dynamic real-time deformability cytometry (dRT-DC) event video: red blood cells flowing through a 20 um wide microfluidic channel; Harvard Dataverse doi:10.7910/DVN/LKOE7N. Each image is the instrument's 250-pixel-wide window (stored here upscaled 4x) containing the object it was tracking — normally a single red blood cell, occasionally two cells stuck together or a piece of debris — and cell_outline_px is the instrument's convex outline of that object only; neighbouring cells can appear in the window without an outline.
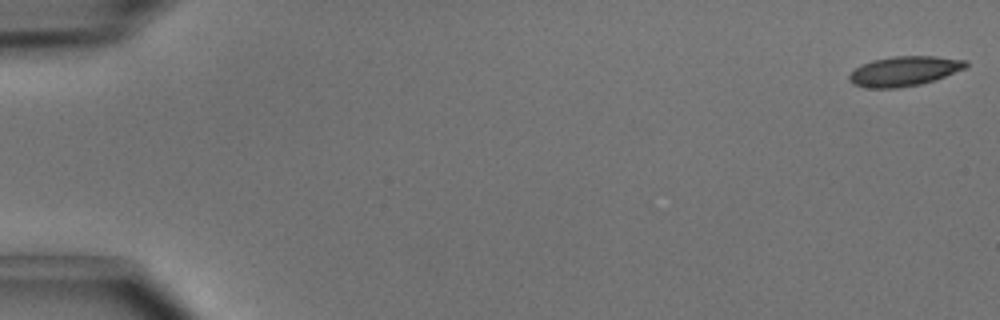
{"species": "common noctule bat (a hibernating species)", "species_latin": "Nyctalus noctula", "temperature_condition": "cold", "stored_images_in_passage": 50, "camera_frame_rate_fps": 3000, "um_per_image_px": 0.085, "animal": {"sex": "male", "body_mass_g": 15.6}, "frame": {"image": 1, "passage_image": 1, "time_ms": 0.0, "image_size_px": [1000, 320], "cell_outline_px": [[968, 64], [964, 68], [944, 76], [920, 84], [896, 88], [868, 88], [852, 84], [848, 80], [848, 76], [860, 64], [872, 60], [892, 56], [936, 56], [968, 60]], "centroid_in_image_um": [76.82, 6.04], "position_along_channel_um": 8.2, "area_um2": 20.17}}
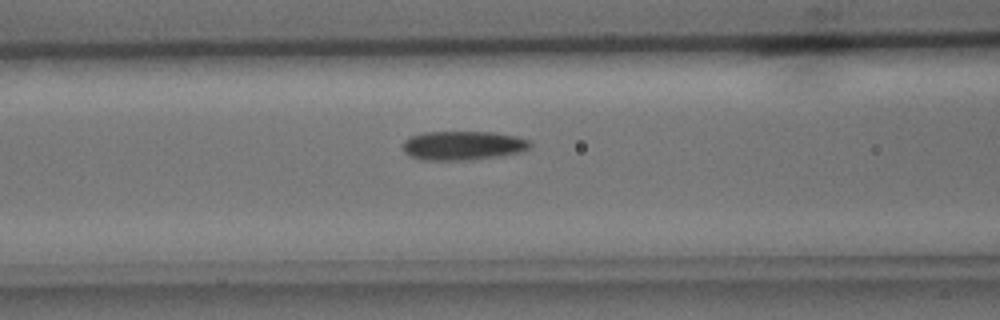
{"frame": {"image": 2, "passage_image": 21, "time_ms": 6.667, "image_size_px": [1000, 320], "cell_outline_px": [[532, 148], [520, 152], [500, 156], [468, 160], [424, 160], [412, 156], [404, 152], [404, 140], [412, 136], [424, 132], [492, 132], [516, 136], [532, 140]], "centroid_in_image_um": [39.42, 12.37], "position_along_channel_um": 127.2, "area_um2": 21.62}}
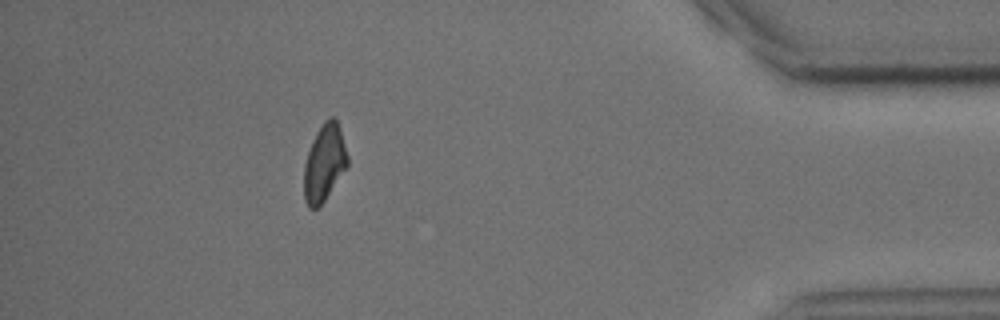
{"frame": {"image": 3, "passage_image": 45, "time_ms": 14.667, "image_size_px": [1000, 320], "cell_outline_px": [[348, 164], [324, 200], [316, 208], [308, 208], [304, 200], [304, 164], [312, 140], [316, 132], [324, 120], [332, 116], [336, 120], [348, 156]], "centroid_in_image_um": [27.54, 13.84], "position_along_channel_um": 407.7, "area_um2": 19.07}, "authors_computed_cell_mechanics": {"area_um2": 20.7213, "velocity_mm_per_s": 4.0541, "shape_relaxation_time_tau1_ms": 3.5113, "shape_relaxation_time_tau2_ms": null, "deformation_change_tau1": 0.134, "deformation_change_tau2": null}}